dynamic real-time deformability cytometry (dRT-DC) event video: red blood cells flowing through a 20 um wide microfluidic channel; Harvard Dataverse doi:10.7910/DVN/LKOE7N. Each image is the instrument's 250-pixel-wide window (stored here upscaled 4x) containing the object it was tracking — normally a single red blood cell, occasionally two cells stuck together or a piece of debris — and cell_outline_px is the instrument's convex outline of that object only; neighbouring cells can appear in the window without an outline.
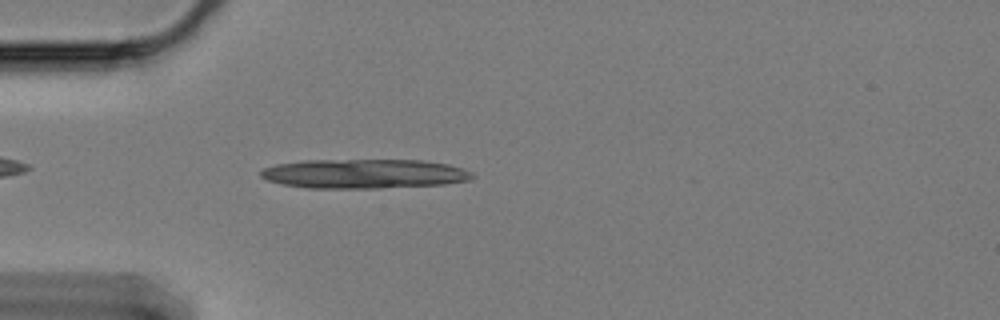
{"species": "Egyptian fruit bat (a non-hibernating species)", "species_latin": "Rousettus aegyptiacus", "temperature_condition": "cold", "stored_images_in_passage": 4, "camera_frame_rate_fps": 3000, "um_per_image_px": 0.085, "animal": {"sex": "female"}, "frame": {"image": 1, "passage_image": 1, "time_ms": 0.0, "image_size_px": [1000, 320], "cell_outline_px": [[476, 176], [468, 180], [444, 184], [380, 188], [308, 188], [280, 184], [268, 180], [260, 176], [260, 172], [264, 168], [276, 164], [304, 160], [420, 160], [448, 164], [472, 172]], "centroid_in_image_um": [30.93, 14.77], "position_along_channel_um": 54.1, "area_um2": 36.24}}